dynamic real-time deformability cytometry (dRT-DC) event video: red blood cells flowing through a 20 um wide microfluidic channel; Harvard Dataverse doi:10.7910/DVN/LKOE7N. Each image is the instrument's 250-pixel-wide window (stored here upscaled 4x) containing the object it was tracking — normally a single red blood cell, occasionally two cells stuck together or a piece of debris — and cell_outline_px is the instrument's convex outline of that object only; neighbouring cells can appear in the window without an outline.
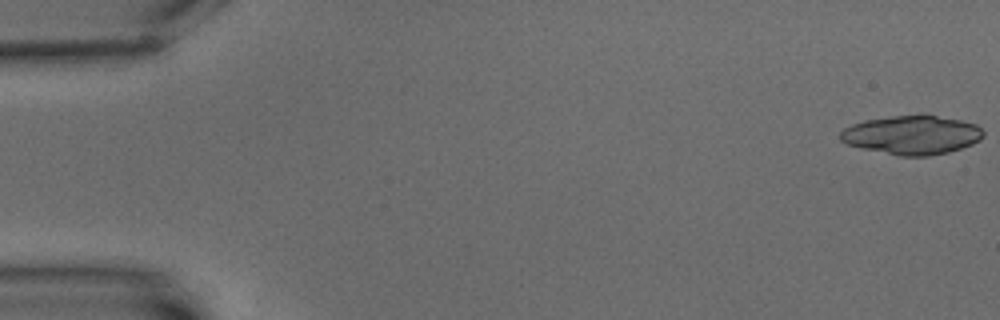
{"species": "common noctule bat (a hibernating species)", "species_latin": "Nyctalus noctula", "temperature_condition": "warm", "stored_images_in_passage": 6, "camera_frame_rate_fps": 3000, "um_per_image_px": 0.085, "animal": {"sex": "male", "body_mass_g": 15.6}, "frame": {"image": 1, "passage_image": 1, "time_ms": 0.0, "image_size_px": [1000, 320], "cell_outline_px": [[984, 136], [980, 140], [972, 144], [948, 152], [928, 156], [900, 156], [860, 148], [848, 144], [840, 140], [840, 132], [844, 128], [852, 124], [864, 120], [892, 116], [936, 116], [960, 120], [976, 124], [984, 132]], "centroid_in_image_um": [77.5, 11.48], "position_along_channel_um": 7.5, "area_um2": 32.14}}